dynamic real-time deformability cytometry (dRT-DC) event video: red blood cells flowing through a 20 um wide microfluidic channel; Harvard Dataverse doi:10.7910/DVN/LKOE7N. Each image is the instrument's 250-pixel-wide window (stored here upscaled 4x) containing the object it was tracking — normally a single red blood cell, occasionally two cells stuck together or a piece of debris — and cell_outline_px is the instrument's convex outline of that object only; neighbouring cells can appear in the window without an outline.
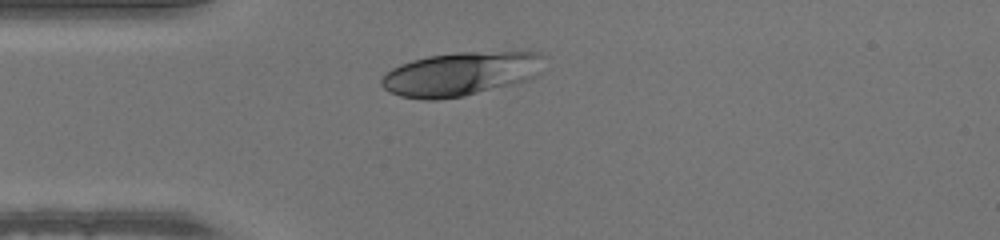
{"species": "human", "species_latin": "Homo sapiens", "temperature_condition": "warm", "stored_images_in_passage": 29, "camera_frame_rate_fps": 3000, "um_per_image_px": 0.085, "donor": {"sex": "male"}, "frame": {"image": 1, "passage_image": 1, "time_ms": 0.0, "image_size_px": [1000, 240], "cell_outline_px": [[544, 56], [540, 72], [524, 80], [512, 84], [464, 96], [436, 100], [424, 100], [400, 96], [388, 92], [380, 84], [380, 80], [392, 68], [400, 64], [412, 60], [428, 56], [456, 52], [540, 52]], "centroid_in_image_um": [39.11, 6.28], "position_along_channel_um": 45.9, "area_um2": 41.33}}
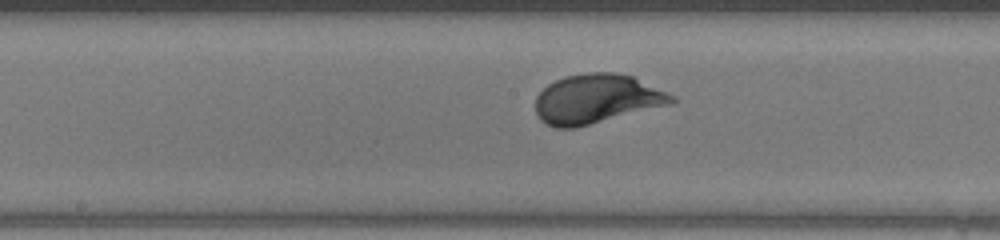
{"frame": {"image": 2, "passage_image": 13, "time_ms": 4.0, "image_size_px": [1000, 240], "cell_outline_px": [[676, 100], [672, 104], [576, 128], [556, 128], [544, 124], [540, 120], [536, 112], [536, 96], [548, 84], [564, 76], [584, 72], [612, 72], [632, 76], [676, 96]], "centroid_in_image_um": [50.7, 8.41], "position_along_channel_um": 197.5, "area_um2": 39.36}}
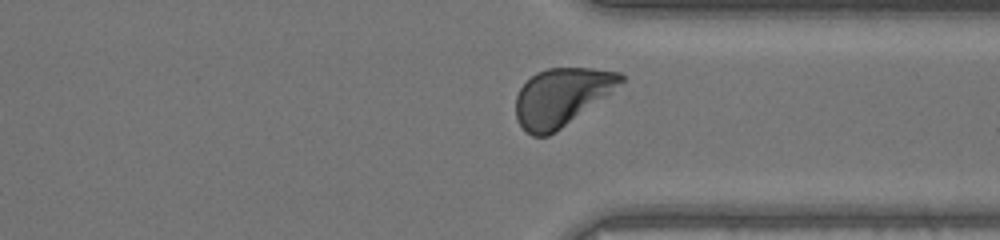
{"frame": {"image": 3, "passage_image": 25, "time_ms": 8.0, "image_size_px": [1000, 240], "cell_outline_px": [[624, 80], [604, 96], [556, 132], [548, 136], [532, 136], [516, 120], [516, 96], [520, 88], [536, 72], [548, 68], [592, 68], [620, 72], [624, 76]], "centroid_in_image_um": [47.68, 8.23], "position_along_channel_um": 363.7, "area_um2": 34.62}}